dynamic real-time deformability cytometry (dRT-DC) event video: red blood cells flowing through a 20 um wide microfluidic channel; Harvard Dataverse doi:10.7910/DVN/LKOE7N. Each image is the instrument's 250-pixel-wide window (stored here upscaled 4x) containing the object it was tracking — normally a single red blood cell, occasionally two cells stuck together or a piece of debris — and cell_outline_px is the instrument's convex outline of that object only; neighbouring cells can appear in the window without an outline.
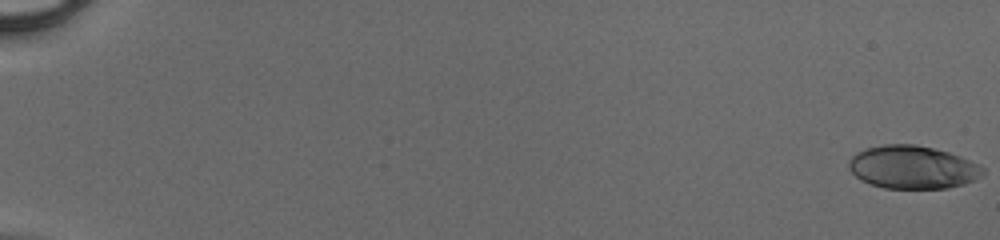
{"species": "human", "species_latin": "Homo sapiens", "temperature_condition": "cold", "stored_images_in_passage": 51, "camera_frame_rate_fps": 3000, "um_per_image_px": 0.085, "donor": {"sex": "male"}, "frame": {"image": 1, "passage_image": 1, "time_ms": 0.0, "image_size_px": [1000, 240], "cell_outline_px": [[984, 176], [964, 184], [948, 188], [884, 188], [860, 180], [848, 168], [848, 160], [856, 152], [868, 148], [884, 144], [916, 144], [948, 152], [960, 156], [980, 164], [984, 168]], "centroid_in_image_um": [77.59, 14.21], "position_along_channel_um": 7.4, "area_um2": 33.76}}
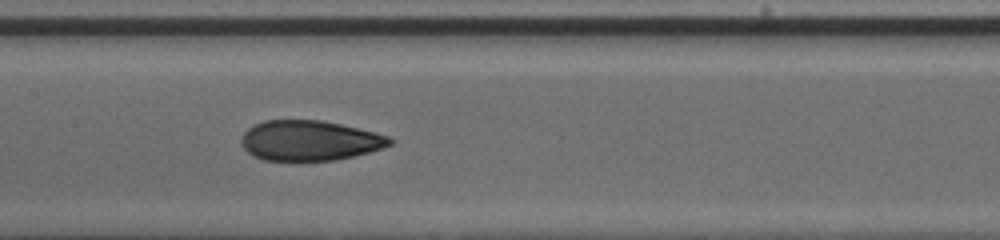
{"frame": {"image": 2, "passage_image": 28, "time_ms": 9.0, "image_size_px": [1000, 240], "cell_outline_px": [[396, 140], [392, 144], [384, 148], [352, 156], [332, 160], [264, 160], [248, 152], [244, 148], [240, 140], [244, 132], [248, 128], [264, 120], [320, 120], [340, 124], [376, 132], [392, 136]], "centroid_in_image_um": [26.37, 11.93], "position_along_channel_um": 181.0, "area_um2": 34.68}}
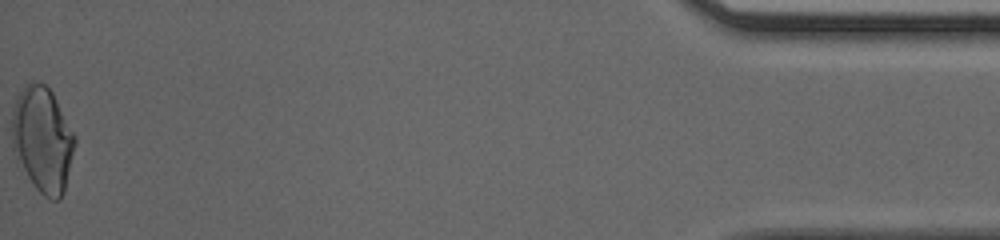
{"frame": {"image": 3, "passage_image": 51, "time_ms": 16.667, "image_size_px": [1000, 240], "cell_outline_px": [[76, 144], [64, 192], [60, 200], [52, 200], [44, 196], [32, 184], [12, 148], [12, 116], [16, 100], [20, 92], [32, 80], [44, 84], [52, 92], [76, 136]], "centroid_in_image_um": [3.64, 11.87], "position_along_channel_um": 431.6, "area_um2": 38.38}}